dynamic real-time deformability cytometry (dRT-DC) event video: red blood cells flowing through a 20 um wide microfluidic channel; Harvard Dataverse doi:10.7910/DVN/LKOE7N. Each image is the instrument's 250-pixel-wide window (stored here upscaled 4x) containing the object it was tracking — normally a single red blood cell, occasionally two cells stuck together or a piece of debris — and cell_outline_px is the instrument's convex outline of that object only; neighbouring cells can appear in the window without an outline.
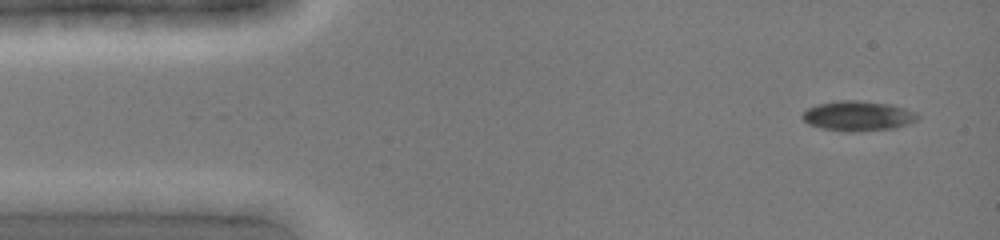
{"species": "common noctule bat (a hibernating species)", "species_latin": "Nyctalus noctula", "temperature_condition": "cold", "stored_images_in_passage": 9, "camera_frame_rate_fps": 3000, "um_per_image_px": 0.085, "animal": {"sex": "female", "body_mass_g": 19.0, "forearm_length_mm": 51.5}, "frame": {"image": 1, "passage_image": 1, "time_ms": 0.0, "image_size_px": [1000, 240], "cell_outline_px": [[920, 116], [916, 120], [908, 124], [896, 128], [852, 132], [820, 128], [808, 124], [800, 116], [808, 108], [816, 104], [840, 100], [856, 100], [892, 104], [916, 112]], "centroid_in_image_um": [72.92, 9.85], "position_along_channel_um": 12.1, "area_um2": 20.23}}